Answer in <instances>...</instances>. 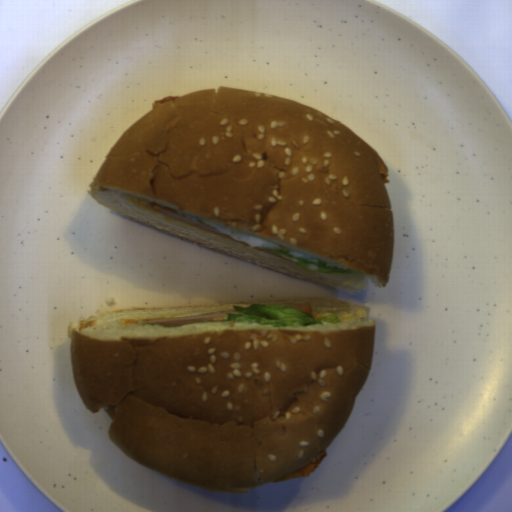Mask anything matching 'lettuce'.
<instances>
[{"label": "lettuce", "instance_id": "2", "mask_svg": "<svg viewBox=\"0 0 512 512\" xmlns=\"http://www.w3.org/2000/svg\"><path fill=\"white\" fill-rule=\"evenodd\" d=\"M265 251L274 252L280 256L288 258L290 260L295 261L294 263L297 266L303 267L308 270H313L317 272H322L326 274H350V273H358V269H347L341 268L338 266L330 265L325 261L314 258H304L299 256H294L289 250L284 248H273V247H259Z\"/></svg>", "mask_w": 512, "mask_h": 512}, {"label": "lettuce", "instance_id": "3", "mask_svg": "<svg viewBox=\"0 0 512 512\" xmlns=\"http://www.w3.org/2000/svg\"><path fill=\"white\" fill-rule=\"evenodd\" d=\"M140 325H141V326H143V325H151L152 327H153V326H156L155 324H151V323H144V322H141V324H140Z\"/></svg>", "mask_w": 512, "mask_h": 512}, {"label": "lettuce", "instance_id": "1", "mask_svg": "<svg viewBox=\"0 0 512 512\" xmlns=\"http://www.w3.org/2000/svg\"><path fill=\"white\" fill-rule=\"evenodd\" d=\"M233 310L239 312L227 313L226 320L220 321L221 325L233 323H258L261 326H273L275 328L309 327L329 322L341 323L336 314H329L323 318L310 316L305 312L289 305L279 303H257L248 306H233Z\"/></svg>", "mask_w": 512, "mask_h": 512}]
</instances>
